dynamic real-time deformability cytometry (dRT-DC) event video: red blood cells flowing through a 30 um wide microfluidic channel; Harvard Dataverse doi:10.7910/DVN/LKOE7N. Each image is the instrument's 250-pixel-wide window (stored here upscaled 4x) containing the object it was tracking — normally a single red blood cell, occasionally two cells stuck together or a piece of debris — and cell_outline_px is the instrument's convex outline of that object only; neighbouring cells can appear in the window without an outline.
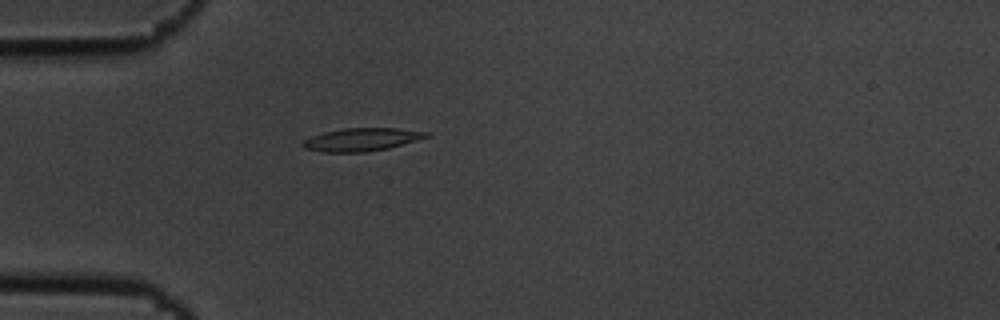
{"species": "common noctule bat (a hibernating species)", "species_latin": "Nyctalus noctula", "temperature_condition": "cold", "stored_images_in_passage": 1, "camera_frame_rate_fps": 3000, "um_per_image_px": 0.085, "animal": {"sex": "male", "body_mass_g": 19.5, "forearm_length_mm": 54.6}, "frame": {"image": 1, "passage_image": 1, "time_ms": 0.0, "image_size_px": [1000, 320], "cell_outline_px": [[432, 136], [388, 148], [364, 152], [324, 152], [304, 148], [300, 144], [304, 140], [312, 136], [324, 132], [344, 128], [396, 128], [428, 132]], "centroid_in_image_um": [30.74, 11.86], "position_along_channel_um": 54.3, "area_um2": 16.47}}